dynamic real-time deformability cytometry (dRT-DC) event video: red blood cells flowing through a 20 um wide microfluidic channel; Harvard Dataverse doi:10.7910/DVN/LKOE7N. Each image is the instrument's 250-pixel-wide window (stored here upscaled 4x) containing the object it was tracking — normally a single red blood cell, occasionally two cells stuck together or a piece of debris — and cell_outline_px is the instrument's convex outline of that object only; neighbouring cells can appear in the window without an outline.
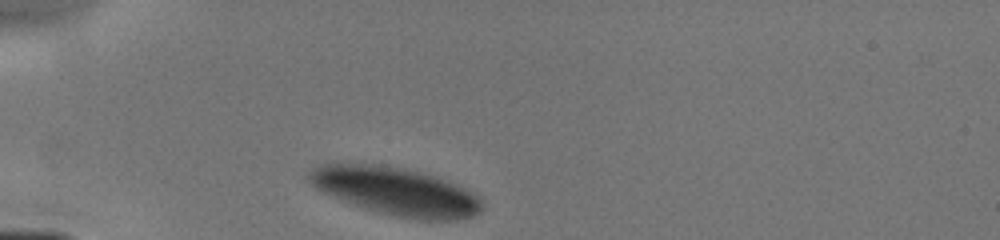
{"species": "human", "species_latin": "Homo sapiens", "temperature_condition": "cold", "stored_images_in_passage": 21, "camera_frame_rate_fps": 3000, "um_per_image_px": 0.085, "donor": {"sex": "male"}, "frame": {"image": 1, "passage_image": 1, "time_ms": 0.0, "image_size_px": [1000, 240], "cell_outline_px": [[484, 208], [480, 212], [472, 216], [460, 220], [416, 220], [396, 216], [364, 208], [352, 204], [332, 196], [316, 188], [308, 180], [308, 168], [336, 160], [372, 164], [400, 168], [436, 176], [464, 188], [480, 196], [484, 200]], "centroid_in_image_um": [33.62, 16.24], "position_along_channel_um": 51.4, "area_um2": 49.01}}
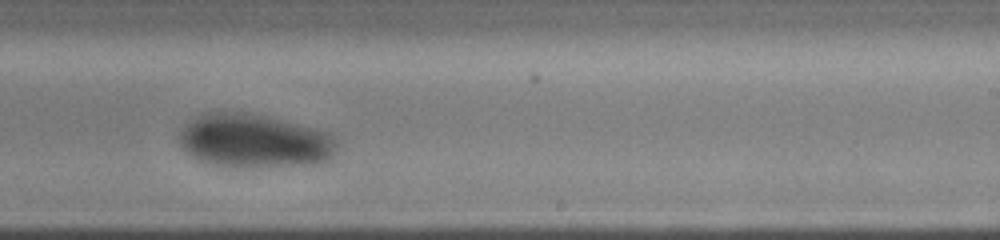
{"frame": {"image": 2, "passage_image": 12, "time_ms": 5.667, "image_size_px": [1000, 240], "cell_outline_px": [[340, 144], [336, 152], [328, 160], [312, 164], [236, 168], [212, 164], [200, 160], [192, 156], [180, 144], [176, 136], [200, 112], [240, 112], [280, 120], [316, 128], [328, 132]], "centroid_in_image_um": [21.62, 11.99], "position_along_channel_um": 267.4, "area_um2": 49.3}}
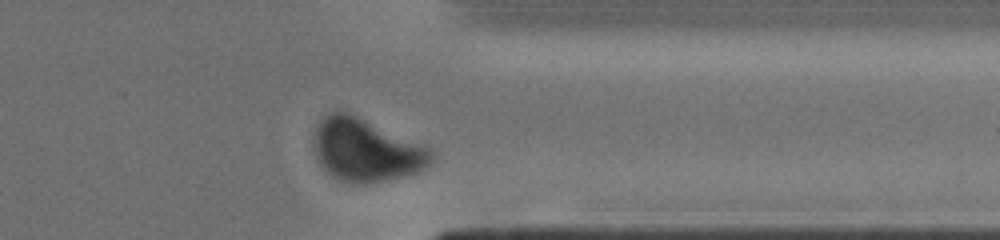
{"frame": {"image": 3, "passage_image": 19, "time_ms": 8.333, "image_size_px": [1000, 240], "cell_outline_px": [[436, 156], [428, 168], [420, 172], [388, 180], [368, 184], [352, 184], [340, 180], [332, 176], [320, 164], [316, 156], [316, 128], [324, 116], [332, 112], [348, 112], [420, 144], [436, 152]], "centroid_in_image_um": [31.18, 12.81], "position_along_channel_um": 380.2, "area_um2": 42.6}}